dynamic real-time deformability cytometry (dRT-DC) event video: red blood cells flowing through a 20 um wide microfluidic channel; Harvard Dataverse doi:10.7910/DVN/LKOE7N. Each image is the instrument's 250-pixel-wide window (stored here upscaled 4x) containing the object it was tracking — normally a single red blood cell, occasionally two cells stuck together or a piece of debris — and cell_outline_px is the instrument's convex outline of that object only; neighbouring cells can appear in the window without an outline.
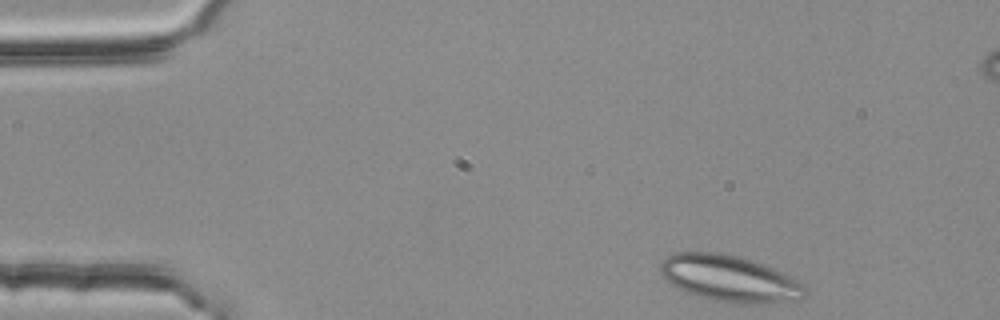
{"species": "common noctule bat (a hibernating species)", "species_latin": "Nyctalus noctula", "temperature_condition": "room temperature", "stored_images_in_passage": 30, "camera_frame_rate_fps": 3000, "um_per_image_px": 0.085, "animal": {"sex": "female", "body_mass_g": 25.1}, "frame": {"image": 1, "passage_image": 1, "time_ms": 0.0, "image_size_px": [1000, 320], "cell_outline_px": [[808, 292], [800, 300], [764, 304], [740, 304], [716, 300], [700, 296], [676, 288], [660, 276], [660, 264], [672, 252], [724, 252], [740, 256], [764, 264], [784, 272], [792, 276], [804, 284], [808, 288]], "centroid_in_image_um": [62.07, 23.67], "position_along_channel_um": 22.9, "area_um2": 39.82}}
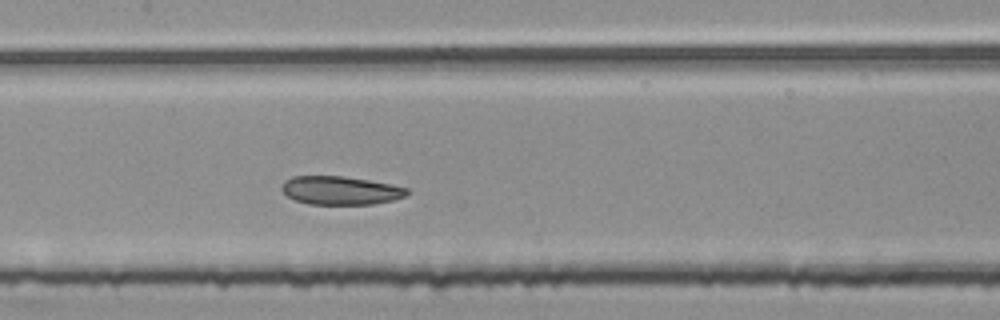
{"frame": {"image": 2, "passage_image": 20, "time_ms": 6.333, "image_size_px": [1000, 320], "cell_outline_px": [[412, 192], [404, 196], [392, 200], [372, 204], [308, 204], [296, 200], [288, 196], [280, 188], [292, 176], [344, 176], [392, 184], [408, 188]], "centroid_in_image_um": [28.99, 16.18], "position_along_channel_um": 178.4, "area_um2": 20.63}}
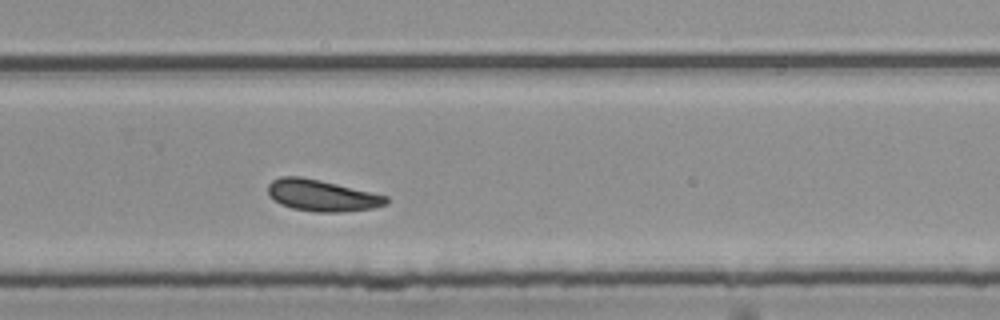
{"frame": {"image": 3, "passage_image": 30, "time_ms": 9.667, "image_size_px": [1000, 320], "cell_outline_px": [[388, 204], [372, 208], [344, 212], [316, 212], [292, 208], [280, 204], [268, 192], [268, 184], [272, 180], [280, 176], [300, 176], [320, 180], [388, 196]], "centroid_in_image_um": [27.37, 16.61], "position_along_channel_um": 302.4, "area_um2": 21.56}}